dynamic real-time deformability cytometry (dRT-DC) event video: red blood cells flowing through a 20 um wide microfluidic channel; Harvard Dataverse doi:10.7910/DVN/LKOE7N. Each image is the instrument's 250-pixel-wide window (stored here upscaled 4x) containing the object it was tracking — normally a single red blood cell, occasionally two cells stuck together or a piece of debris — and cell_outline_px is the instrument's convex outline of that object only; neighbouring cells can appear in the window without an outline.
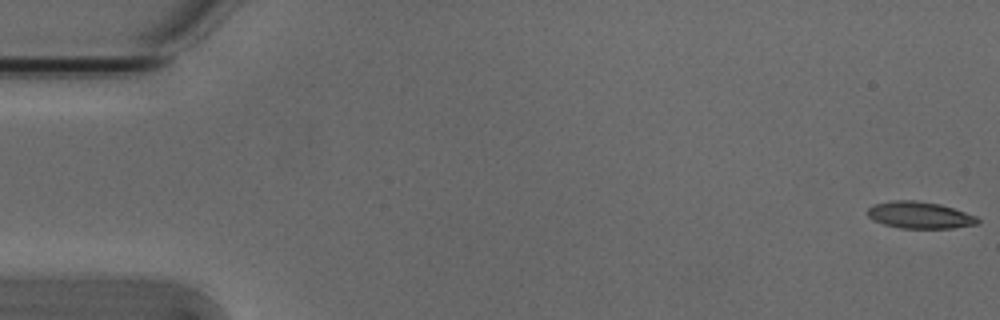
{"species": "Egyptian fruit bat (a non-hibernating species)", "species_latin": "Rousettus aegyptiacus", "temperature_condition": "cold", "stored_images_in_passage": 8, "camera_frame_rate_fps": 3000, "um_per_image_px": 0.085, "animal": {"sex": "male"}, "frame": {"image": 1, "passage_image": 1, "time_ms": 0.0, "image_size_px": [1000, 320], "cell_outline_px": [[980, 224], [952, 228], [900, 228], [884, 224], [872, 220], [868, 216], [868, 208], [872, 204], [892, 200], [916, 200], [940, 204], [976, 216], [980, 220]], "centroid_in_image_um": [78.16, 18.28], "position_along_channel_um": 6.8, "area_um2": 17.28}}